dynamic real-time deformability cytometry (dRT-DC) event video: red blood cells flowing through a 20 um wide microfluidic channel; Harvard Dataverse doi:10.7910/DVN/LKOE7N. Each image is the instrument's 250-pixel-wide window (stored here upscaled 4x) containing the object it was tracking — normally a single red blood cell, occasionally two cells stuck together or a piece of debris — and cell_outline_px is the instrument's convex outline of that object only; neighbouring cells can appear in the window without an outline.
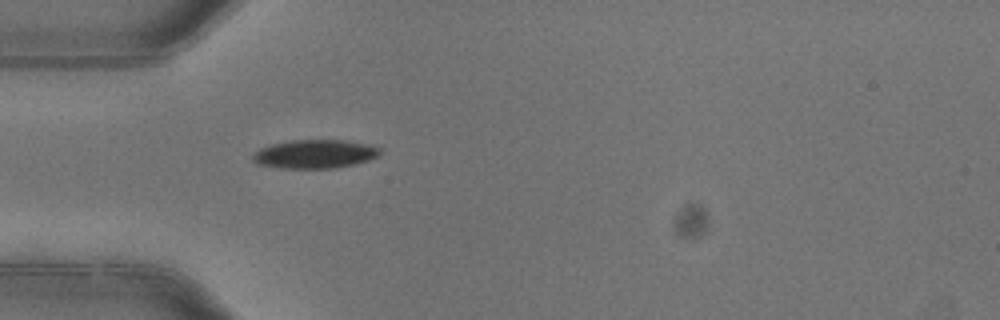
{"species": "common noctule bat (a hibernating species)", "species_latin": "Nyctalus noctula", "temperature_condition": "warm", "stored_images_in_passage": 1, "camera_frame_rate_fps": 3000, "um_per_image_px": 0.085, "animal": {"sex": "female"}, "frame": {"image": 1, "passage_image": 1, "time_ms": 0.0, "image_size_px": [1000, 320], "cell_outline_px": [[380, 156], [356, 164], [336, 168], [280, 168], [256, 164], [252, 160], [252, 152], [260, 148], [272, 144], [292, 140], [344, 140], [372, 144], [380, 148]], "centroid_in_image_um": [26.77, 13.09], "position_along_channel_um": 58.2, "area_um2": 21.56}}